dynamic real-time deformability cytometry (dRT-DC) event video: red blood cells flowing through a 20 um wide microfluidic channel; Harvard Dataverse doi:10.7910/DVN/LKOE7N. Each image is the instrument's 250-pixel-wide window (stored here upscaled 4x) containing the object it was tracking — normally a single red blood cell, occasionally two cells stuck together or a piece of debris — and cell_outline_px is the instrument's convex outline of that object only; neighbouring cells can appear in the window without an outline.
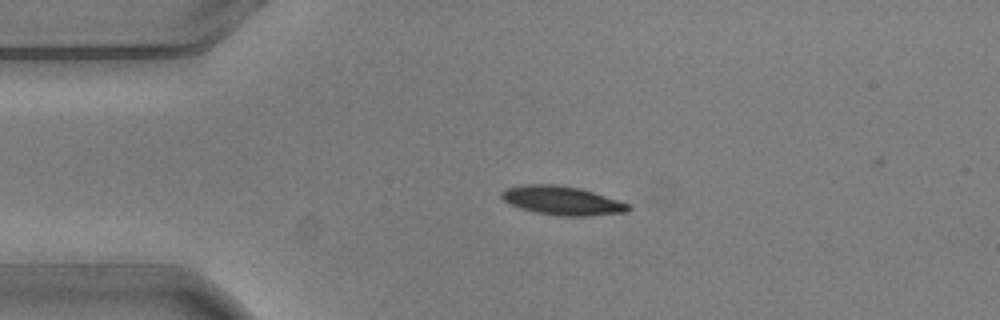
{"species": "common noctule bat (a hibernating species)", "species_latin": "Nyctalus noctula", "temperature_condition": "warm", "stored_images_in_passage": 2, "camera_frame_rate_fps": 3000, "um_per_image_px": 0.085, "animal": {"sex": "male", "body_mass_g": 20.5, "forearm_length_mm": 52.5}, "frame": {"image": 1, "passage_image": 1, "time_ms": 0.0, "image_size_px": [1000, 320], "cell_outline_px": [[632, 208], [628, 212], [592, 216], [560, 216], [536, 212], [520, 208], [508, 204], [500, 196], [500, 192], [508, 188], [524, 184], [556, 184], [580, 188], [628, 204]], "centroid_in_image_um": [47.76, 17.05], "position_along_channel_um": 37.2, "area_um2": 21.27}}